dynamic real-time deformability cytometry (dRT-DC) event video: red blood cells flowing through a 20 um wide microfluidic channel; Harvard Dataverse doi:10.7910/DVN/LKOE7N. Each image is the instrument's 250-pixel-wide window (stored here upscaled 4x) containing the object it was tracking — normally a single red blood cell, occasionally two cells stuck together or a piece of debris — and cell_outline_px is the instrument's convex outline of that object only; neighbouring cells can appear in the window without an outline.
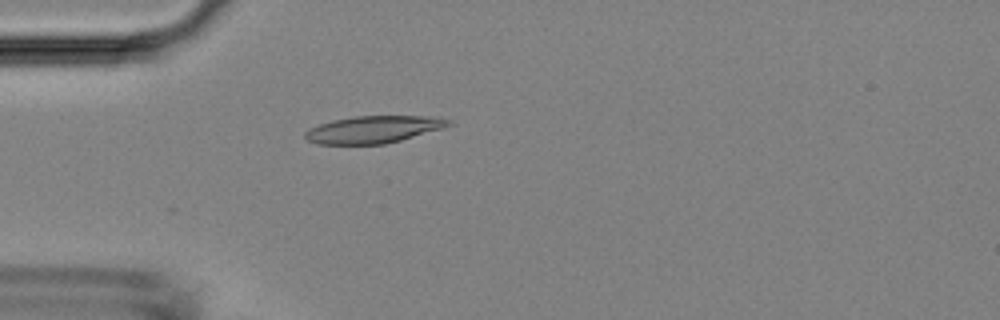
{"species": "Egyptian fruit bat (a non-hibernating species)", "species_latin": "Rousettus aegyptiacus", "temperature_condition": "room temperature", "stored_images_in_passage": 4, "camera_frame_rate_fps": 3000, "um_per_image_px": 0.085, "animal": {"sex": "female"}, "frame": {"image": 1, "passage_image": 4, "time_ms": 3.667, "image_size_px": [1000, 320], "cell_outline_px": [[452, 124], [444, 128], [400, 140], [384, 144], [316, 144], [308, 140], [304, 136], [304, 132], [308, 128], [332, 120], [356, 116], [440, 116], [452, 120]], "centroid_in_image_um": [31.77, 10.99], "position_along_channel_um": 53.2, "area_um2": 22.89}}